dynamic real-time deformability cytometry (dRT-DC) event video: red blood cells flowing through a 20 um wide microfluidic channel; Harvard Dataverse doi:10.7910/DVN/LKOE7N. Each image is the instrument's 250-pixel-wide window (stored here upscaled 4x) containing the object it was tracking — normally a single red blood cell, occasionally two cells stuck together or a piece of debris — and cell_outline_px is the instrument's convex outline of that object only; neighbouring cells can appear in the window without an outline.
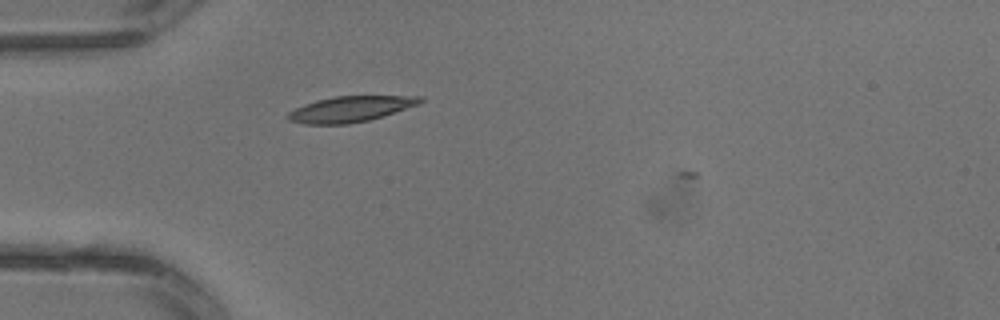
{"species": "common noctule bat (a hibernating species)", "species_latin": "Nyctalus noctula", "temperature_condition": "warm", "stored_images_in_passage": 1, "camera_frame_rate_fps": 3000, "um_per_image_px": 0.085, "animal": {"sex": "male", "body_mass_g": 13.3}, "frame": {"image": 1, "passage_image": 1, "time_ms": 0.0, "image_size_px": [1000, 320], "cell_outline_px": [[424, 100], [420, 104], [384, 116], [368, 120], [348, 124], [304, 124], [288, 120], [284, 116], [288, 112], [304, 104], [316, 100], [336, 96], [424, 96]], "centroid_in_image_um": [29.79, 9.27], "position_along_channel_um": 55.2, "area_um2": 19.94}}